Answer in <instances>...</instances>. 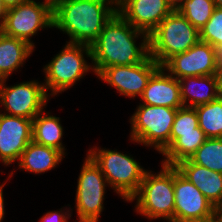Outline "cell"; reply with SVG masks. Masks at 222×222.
Here are the masks:
<instances>
[{"mask_svg":"<svg viewBox=\"0 0 222 222\" xmlns=\"http://www.w3.org/2000/svg\"><path fill=\"white\" fill-rule=\"evenodd\" d=\"M190 160L212 171L222 173V138H207Z\"/></svg>","mask_w":222,"mask_h":222,"instance_id":"24","label":"cell"},{"mask_svg":"<svg viewBox=\"0 0 222 222\" xmlns=\"http://www.w3.org/2000/svg\"><path fill=\"white\" fill-rule=\"evenodd\" d=\"M63 153L55 148L31 141L22 152L19 168L36 174L55 168L62 160Z\"/></svg>","mask_w":222,"mask_h":222,"instance_id":"19","label":"cell"},{"mask_svg":"<svg viewBox=\"0 0 222 222\" xmlns=\"http://www.w3.org/2000/svg\"><path fill=\"white\" fill-rule=\"evenodd\" d=\"M174 222H202L217 208L174 166Z\"/></svg>","mask_w":222,"mask_h":222,"instance_id":"12","label":"cell"},{"mask_svg":"<svg viewBox=\"0 0 222 222\" xmlns=\"http://www.w3.org/2000/svg\"><path fill=\"white\" fill-rule=\"evenodd\" d=\"M68 212V214H67ZM67 212L60 211H49L44 216H42L40 222H67L69 217L72 215L69 214V210Z\"/></svg>","mask_w":222,"mask_h":222,"instance_id":"28","label":"cell"},{"mask_svg":"<svg viewBox=\"0 0 222 222\" xmlns=\"http://www.w3.org/2000/svg\"><path fill=\"white\" fill-rule=\"evenodd\" d=\"M198 41L199 31L178 10H173L149 34V55L163 66Z\"/></svg>","mask_w":222,"mask_h":222,"instance_id":"4","label":"cell"},{"mask_svg":"<svg viewBox=\"0 0 222 222\" xmlns=\"http://www.w3.org/2000/svg\"><path fill=\"white\" fill-rule=\"evenodd\" d=\"M178 82L183 106L195 108L219 97V75L184 77ZM200 87H205V90Z\"/></svg>","mask_w":222,"mask_h":222,"instance_id":"18","label":"cell"},{"mask_svg":"<svg viewBox=\"0 0 222 222\" xmlns=\"http://www.w3.org/2000/svg\"><path fill=\"white\" fill-rule=\"evenodd\" d=\"M172 11L167 0H117V12L148 35Z\"/></svg>","mask_w":222,"mask_h":222,"instance_id":"14","label":"cell"},{"mask_svg":"<svg viewBox=\"0 0 222 222\" xmlns=\"http://www.w3.org/2000/svg\"><path fill=\"white\" fill-rule=\"evenodd\" d=\"M204 133L199 128L198 116L194 107H180L174 119L170 133V144L181 134Z\"/></svg>","mask_w":222,"mask_h":222,"instance_id":"26","label":"cell"},{"mask_svg":"<svg viewBox=\"0 0 222 222\" xmlns=\"http://www.w3.org/2000/svg\"><path fill=\"white\" fill-rule=\"evenodd\" d=\"M32 121L0 112V159L6 166L19 160L32 141Z\"/></svg>","mask_w":222,"mask_h":222,"instance_id":"15","label":"cell"},{"mask_svg":"<svg viewBox=\"0 0 222 222\" xmlns=\"http://www.w3.org/2000/svg\"><path fill=\"white\" fill-rule=\"evenodd\" d=\"M136 199V212L148 219L174 222V166L162 163L158 174L146 171L138 192L130 201Z\"/></svg>","mask_w":222,"mask_h":222,"instance_id":"3","label":"cell"},{"mask_svg":"<svg viewBox=\"0 0 222 222\" xmlns=\"http://www.w3.org/2000/svg\"><path fill=\"white\" fill-rule=\"evenodd\" d=\"M40 112L32 121V141L55 148L65 155V147L62 145L63 128L60 118Z\"/></svg>","mask_w":222,"mask_h":222,"instance_id":"21","label":"cell"},{"mask_svg":"<svg viewBox=\"0 0 222 222\" xmlns=\"http://www.w3.org/2000/svg\"><path fill=\"white\" fill-rule=\"evenodd\" d=\"M219 97L222 99V71L219 74Z\"/></svg>","mask_w":222,"mask_h":222,"instance_id":"34","label":"cell"},{"mask_svg":"<svg viewBox=\"0 0 222 222\" xmlns=\"http://www.w3.org/2000/svg\"><path fill=\"white\" fill-rule=\"evenodd\" d=\"M202 222H222V215L216 211L212 216L207 217Z\"/></svg>","mask_w":222,"mask_h":222,"instance_id":"32","label":"cell"},{"mask_svg":"<svg viewBox=\"0 0 222 222\" xmlns=\"http://www.w3.org/2000/svg\"><path fill=\"white\" fill-rule=\"evenodd\" d=\"M159 67L160 65L149 55L139 64L104 68L97 77L114 86L120 95L141 97L149 79Z\"/></svg>","mask_w":222,"mask_h":222,"instance_id":"13","label":"cell"},{"mask_svg":"<svg viewBox=\"0 0 222 222\" xmlns=\"http://www.w3.org/2000/svg\"><path fill=\"white\" fill-rule=\"evenodd\" d=\"M88 155L100 167L107 184L123 199L130 201L138 192L146 170L133 157L116 150H89Z\"/></svg>","mask_w":222,"mask_h":222,"instance_id":"5","label":"cell"},{"mask_svg":"<svg viewBox=\"0 0 222 222\" xmlns=\"http://www.w3.org/2000/svg\"><path fill=\"white\" fill-rule=\"evenodd\" d=\"M162 67L178 80L184 77L219 75L222 71L217 50L200 40L186 52L171 57Z\"/></svg>","mask_w":222,"mask_h":222,"instance_id":"11","label":"cell"},{"mask_svg":"<svg viewBox=\"0 0 222 222\" xmlns=\"http://www.w3.org/2000/svg\"><path fill=\"white\" fill-rule=\"evenodd\" d=\"M178 171L193 183L218 208L222 204V173L193 163L190 159L175 165Z\"/></svg>","mask_w":222,"mask_h":222,"instance_id":"17","label":"cell"},{"mask_svg":"<svg viewBox=\"0 0 222 222\" xmlns=\"http://www.w3.org/2000/svg\"><path fill=\"white\" fill-rule=\"evenodd\" d=\"M106 178L100 167L87 155L81 168L76 191L79 222H98L103 211Z\"/></svg>","mask_w":222,"mask_h":222,"instance_id":"9","label":"cell"},{"mask_svg":"<svg viewBox=\"0 0 222 222\" xmlns=\"http://www.w3.org/2000/svg\"><path fill=\"white\" fill-rule=\"evenodd\" d=\"M215 3L216 7H221L222 8V0H213Z\"/></svg>","mask_w":222,"mask_h":222,"instance_id":"36","label":"cell"},{"mask_svg":"<svg viewBox=\"0 0 222 222\" xmlns=\"http://www.w3.org/2000/svg\"><path fill=\"white\" fill-rule=\"evenodd\" d=\"M46 1H49L50 3L54 4L58 0H46Z\"/></svg>","mask_w":222,"mask_h":222,"instance_id":"38","label":"cell"},{"mask_svg":"<svg viewBox=\"0 0 222 222\" xmlns=\"http://www.w3.org/2000/svg\"><path fill=\"white\" fill-rule=\"evenodd\" d=\"M199 40L209 43L216 50L222 46V8L215 7L211 18L199 30Z\"/></svg>","mask_w":222,"mask_h":222,"instance_id":"27","label":"cell"},{"mask_svg":"<svg viewBox=\"0 0 222 222\" xmlns=\"http://www.w3.org/2000/svg\"><path fill=\"white\" fill-rule=\"evenodd\" d=\"M5 184H2L0 186V222H2V219L4 218L5 210H4V198H3V187Z\"/></svg>","mask_w":222,"mask_h":222,"instance_id":"31","label":"cell"},{"mask_svg":"<svg viewBox=\"0 0 222 222\" xmlns=\"http://www.w3.org/2000/svg\"><path fill=\"white\" fill-rule=\"evenodd\" d=\"M8 8L3 3V0H0V31L3 29L6 21Z\"/></svg>","mask_w":222,"mask_h":222,"instance_id":"29","label":"cell"},{"mask_svg":"<svg viewBox=\"0 0 222 222\" xmlns=\"http://www.w3.org/2000/svg\"><path fill=\"white\" fill-rule=\"evenodd\" d=\"M160 66L149 79L141 96L142 104L173 109L183 107L178 79L164 72Z\"/></svg>","mask_w":222,"mask_h":222,"instance_id":"16","label":"cell"},{"mask_svg":"<svg viewBox=\"0 0 222 222\" xmlns=\"http://www.w3.org/2000/svg\"><path fill=\"white\" fill-rule=\"evenodd\" d=\"M143 37L137 47L136 38ZM149 56V35L134 28L118 12L105 25L91 45L93 71L98 75L111 66L134 65Z\"/></svg>","mask_w":222,"mask_h":222,"instance_id":"1","label":"cell"},{"mask_svg":"<svg viewBox=\"0 0 222 222\" xmlns=\"http://www.w3.org/2000/svg\"><path fill=\"white\" fill-rule=\"evenodd\" d=\"M217 54H218L219 64L222 67V46L217 50Z\"/></svg>","mask_w":222,"mask_h":222,"instance_id":"35","label":"cell"},{"mask_svg":"<svg viewBox=\"0 0 222 222\" xmlns=\"http://www.w3.org/2000/svg\"><path fill=\"white\" fill-rule=\"evenodd\" d=\"M33 51L34 47L26 41L0 31V76L7 79L12 71L23 65Z\"/></svg>","mask_w":222,"mask_h":222,"instance_id":"20","label":"cell"},{"mask_svg":"<svg viewBox=\"0 0 222 222\" xmlns=\"http://www.w3.org/2000/svg\"><path fill=\"white\" fill-rule=\"evenodd\" d=\"M27 1L29 0H3V3L8 9H10Z\"/></svg>","mask_w":222,"mask_h":222,"instance_id":"30","label":"cell"},{"mask_svg":"<svg viewBox=\"0 0 222 222\" xmlns=\"http://www.w3.org/2000/svg\"><path fill=\"white\" fill-rule=\"evenodd\" d=\"M186 0H167L173 10H178Z\"/></svg>","mask_w":222,"mask_h":222,"instance_id":"33","label":"cell"},{"mask_svg":"<svg viewBox=\"0 0 222 222\" xmlns=\"http://www.w3.org/2000/svg\"><path fill=\"white\" fill-rule=\"evenodd\" d=\"M199 128L207 138H222V99L195 107Z\"/></svg>","mask_w":222,"mask_h":222,"instance_id":"23","label":"cell"},{"mask_svg":"<svg viewBox=\"0 0 222 222\" xmlns=\"http://www.w3.org/2000/svg\"><path fill=\"white\" fill-rule=\"evenodd\" d=\"M116 13L117 0H58L53 27L67 33L68 43L91 46Z\"/></svg>","mask_w":222,"mask_h":222,"instance_id":"2","label":"cell"},{"mask_svg":"<svg viewBox=\"0 0 222 222\" xmlns=\"http://www.w3.org/2000/svg\"><path fill=\"white\" fill-rule=\"evenodd\" d=\"M207 137L204 133L181 134L163 152L166 156L163 164L175 166L179 162L190 159L195 151L205 142Z\"/></svg>","mask_w":222,"mask_h":222,"instance_id":"22","label":"cell"},{"mask_svg":"<svg viewBox=\"0 0 222 222\" xmlns=\"http://www.w3.org/2000/svg\"><path fill=\"white\" fill-rule=\"evenodd\" d=\"M217 211L222 215V204L217 208Z\"/></svg>","mask_w":222,"mask_h":222,"instance_id":"37","label":"cell"},{"mask_svg":"<svg viewBox=\"0 0 222 222\" xmlns=\"http://www.w3.org/2000/svg\"><path fill=\"white\" fill-rule=\"evenodd\" d=\"M177 109L140 104L130 119L131 141L153 146L162 153L170 145V133Z\"/></svg>","mask_w":222,"mask_h":222,"instance_id":"6","label":"cell"},{"mask_svg":"<svg viewBox=\"0 0 222 222\" xmlns=\"http://www.w3.org/2000/svg\"><path fill=\"white\" fill-rule=\"evenodd\" d=\"M215 7L213 0H186L178 11L199 31L211 18Z\"/></svg>","mask_w":222,"mask_h":222,"instance_id":"25","label":"cell"},{"mask_svg":"<svg viewBox=\"0 0 222 222\" xmlns=\"http://www.w3.org/2000/svg\"><path fill=\"white\" fill-rule=\"evenodd\" d=\"M47 27L53 28V4L46 0L42 3L29 0L8 9L1 32L35 47L30 37Z\"/></svg>","mask_w":222,"mask_h":222,"instance_id":"8","label":"cell"},{"mask_svg":"<svg viewBox=\"0 0 222 222\" xmlns=\"http://www.w3.org/2000/svg\"><path fill=\"white\" fill-rule=\"evenodd\" d=\"M84 54L91 59V46L67 42L64 49L44 67L46 93L48 89L51 96L62 93L74 86L90 69L93 70L92 65L85 61Z\"/></svg>","mask_w":222,"mask_h":222,"instance_id":"7","label":"cell"},{"mask_svg":"<svg viewBox=\"0 0 222 222\" xmlns=\"http://www.w3.org/2000/svg\"><path fill=\"white\" fill-rule=\"evenodd\" d=\"M0 84V103L10 116L23 117L33 120L46 106L49 95L44 83L34 81L22 82L11 87Z\"/></svg>","mask_w":222,"mask_h":222,"instance_id":"10","label":"cell"}]
</instances>
